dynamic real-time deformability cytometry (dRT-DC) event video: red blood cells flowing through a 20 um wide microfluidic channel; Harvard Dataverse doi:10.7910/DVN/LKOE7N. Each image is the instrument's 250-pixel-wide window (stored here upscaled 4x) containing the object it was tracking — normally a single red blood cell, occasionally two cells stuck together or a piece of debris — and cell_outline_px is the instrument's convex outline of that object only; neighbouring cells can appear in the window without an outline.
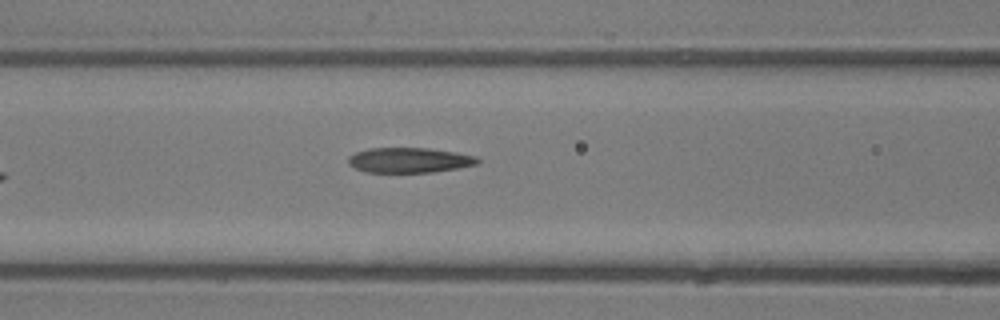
{"species": "common noctule bat (a hibernating species)", "species_latin": "Nyctalus noctula", "temperature_condition": "room temperature", "stored_images_in_passage": 6, "camera_frame_rate_fps": 3000, "um_per_image_px": 0.085, "animal": {"sex": "male", "body_mass_g": 13.3}, "frame": {"image": 1, "passage_image": 6, "time_ms": 5.667, "image_size_px": [1000, 320], "cell_outline_px": [[480, 160], [476, 164], [456, 168], [432, 172], [368, 172], [356, 168], [348, 164], [348, 156], [356, 152], [368, 148], [428, 148], [456, 152], [476, 156]], "centroid_in_image_um": [34.77, 13.6], "position_along_channel_um": 131.8, "area_um2": 18.79}}